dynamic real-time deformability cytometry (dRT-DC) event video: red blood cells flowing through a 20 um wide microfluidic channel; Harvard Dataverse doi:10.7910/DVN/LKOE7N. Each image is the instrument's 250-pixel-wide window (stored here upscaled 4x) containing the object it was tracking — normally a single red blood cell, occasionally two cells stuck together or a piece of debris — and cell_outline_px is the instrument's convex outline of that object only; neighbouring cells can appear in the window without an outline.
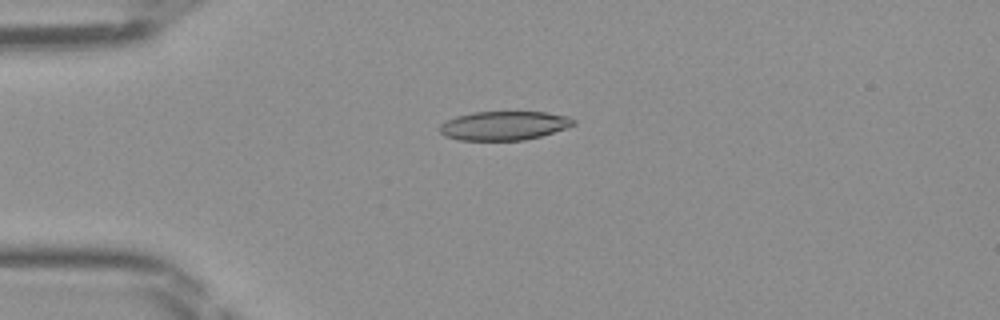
{"species": "Egyptian fruit bat (a non-hibernating species)", "species_latin": "Rousettus aegyptiacus", "temperature_condition": "room temperature", "stored_images_in_passage": 38, "camera_frame_rate_fps": 3000, "um_per_image_px": 0.085, "frame": {"image": 1, "passage_image": 3, "time_ms": 0.667, "image_size_px": [1000, 320], "cell_outline_px": [[576, 124], [540, 136], [524, 140], [460, 140], [444, 136], [440, 132], [440, 124], [456, 116], [472, 112], [548, 112], [568, 116], [576, 120]], "centroid_in_image_um": [42.84, 10.67], "position_along_channel_um": 42.2, "area_um2": 22.48}}
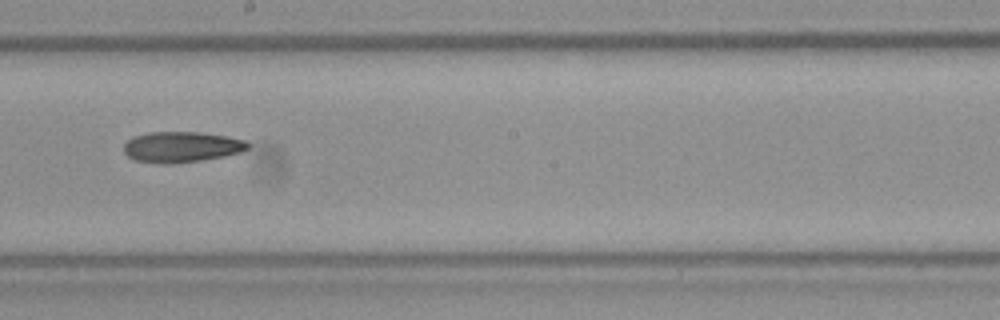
{"frame": {"image": 2, "passage_image": 18, "time_ms": 5.667, "image_size_px": [1000, 320], "cell_outline_px": [[248, 148], [240, 152], [224, 156], [200, 160], [172, 164], [160, 164], [132, 160], [124, 152], [124, 144], [132, 136], [148, 132], [200, 132], [228, 136], [248, 140]], "centroid_in_image_um": [15.4, 12.49], "position_along_channel_um": 232.8, "area_um2": 22.43}}
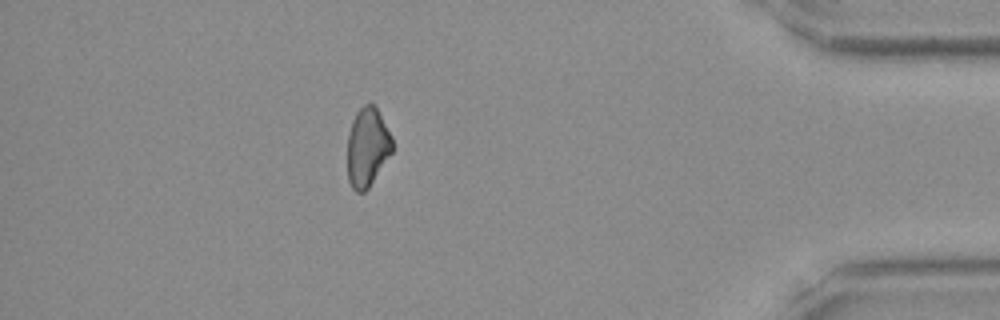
{"frame": {"image": 3, "passage_image": 33, "time_ms": 10.667, "image_size_px": [1000, 320], "cell_outline_px": [[392, 152], [368, 188], [364, 192], [356, 192], [352, 188], [348, 180], [348, 132], [352, 120], [356, 112], [364, 104], [372, 104], [376, 108], [392, 136]], "centroid_in_image_um": [31.21, 12.52], "position_along_channel_um": 404.0, "area_um2": 20.46}}